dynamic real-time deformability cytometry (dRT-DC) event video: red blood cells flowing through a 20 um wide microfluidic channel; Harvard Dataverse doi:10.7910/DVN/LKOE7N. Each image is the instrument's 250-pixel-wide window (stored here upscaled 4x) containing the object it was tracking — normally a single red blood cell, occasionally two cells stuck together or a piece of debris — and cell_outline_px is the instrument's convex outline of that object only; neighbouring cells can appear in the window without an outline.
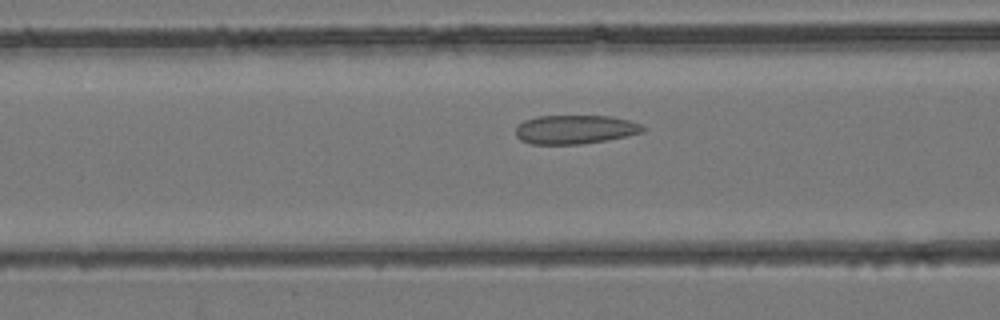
{"species": "common noctule bat (a hibernating species)", "species_latin": "Nyctalus noctula", "temperature_condition": "room temperature", "stored_images_in_passage": 7, "camera_frame_rate_fps": 3000, "um_per_image_px": 0.085, "animal": {"sex": "female", "body_mass_g": 24.6, "forearm_length_mm": 56.2}, "frame": {"image": 1, "passage_image": 6, "time_ms": 1.667, "image_size_px": [1000, 320], "cell_outline_px": [[644, 132], [628, 136], [580, 144], [532, 144], [520, 140], [516, 136], [516, 128], [524, 120], [536, 116], [608, 116], [628, 120], [640, 124], [644, 128]], "centroid_in_image_um": [48.86, 11.0], "position_along_channel_um": 117.7, "area_um2": 21.27}}